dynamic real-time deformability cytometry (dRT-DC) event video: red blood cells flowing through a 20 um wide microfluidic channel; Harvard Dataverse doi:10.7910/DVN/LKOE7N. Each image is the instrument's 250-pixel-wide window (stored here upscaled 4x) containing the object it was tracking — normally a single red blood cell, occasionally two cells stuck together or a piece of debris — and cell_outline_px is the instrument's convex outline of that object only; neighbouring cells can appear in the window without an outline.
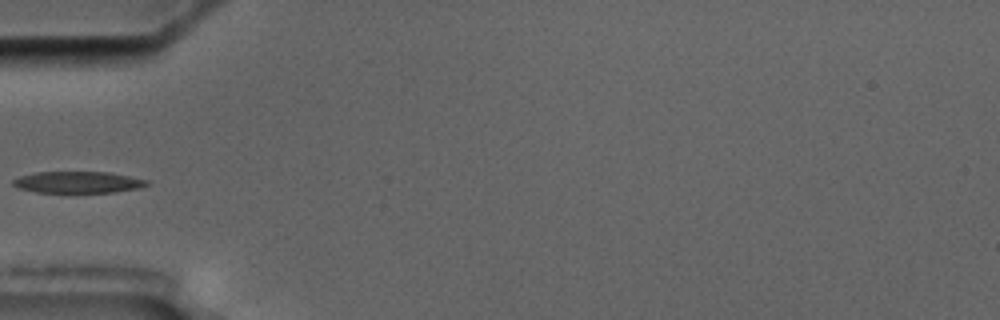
{"species": "common noctule bat (a hibernating species)", "species_latin": "Nyctalus noctula", "temperature_condition": "cold", "stored_images_in_passage": 10, "segment_of_instrument_passage": [2, 2], "camera_frame_rate_fps": 3000, "um_per_image_px": 0.085, "animal": {"sex": "male", "body_mass_g": 17.5, "forearm_length_mm": 52.3}, "frame": {"image": 1, "passage_image": 5, "time_ms": 5.0, "image_size_px": [1000, 320], "cell_outline_px": [[148, 184], [140, 188], [112, 192], [36, 192], [20, 188], [12, 184], [12, 180], [20, 176], [36, 172], [108, 172], [148, 180]], "centroid_in_image_um": [6.62, 15.48], "position_along_channel_um": 78.4, "area_um2": 16.59}}
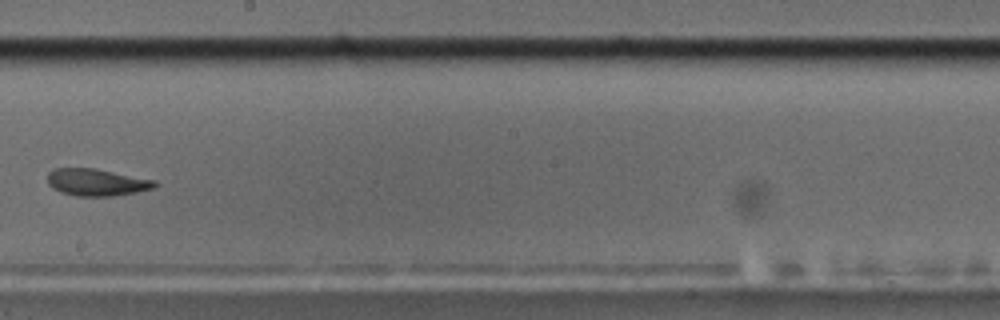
{"frame": {"image": 2, "passage_image": 9, "time_ms": 9.667, "image_size_px": [1000, 320], "cell_outline_px": [[156, 184], [152, 188], [136, 192], [116, 196], [76, 196], [60, 192], [52, 188], [48, 184], [48, 172], [52, 168], [92, 168], [156, 180]], "centroid_in_image_um": [8.16, 15.5], "position_along_channel_um": 240.0, "area_um2": 16.88}}
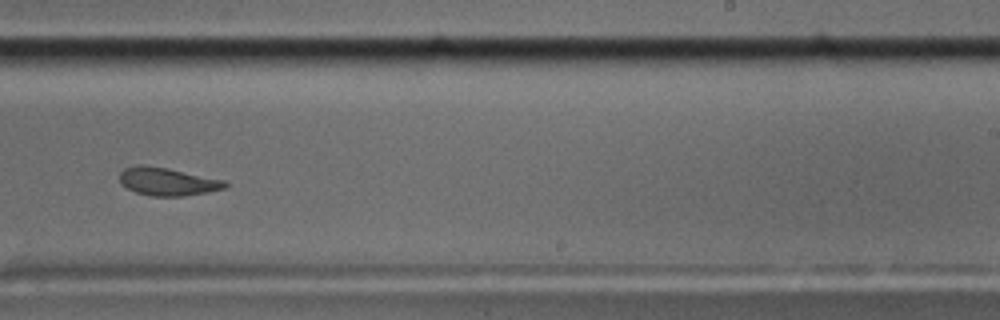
{"frame": {"image": 3, "passage_image": 10, "time_ms": 10.667, "image_size_px": [1000, 320], "cell_outline_px": [[228, 184], [224, 188], [208, 192], [184, 196], [152, 196], [136, 192], [120, 184], [120, 172], [124, 168], [136, 164], [144, 164], [168, 168], [224, 180]], "centroid_in_image_um": [14.2, 15.42], "position_along_channel_um": 274.8, "area_um2": 17.22}}